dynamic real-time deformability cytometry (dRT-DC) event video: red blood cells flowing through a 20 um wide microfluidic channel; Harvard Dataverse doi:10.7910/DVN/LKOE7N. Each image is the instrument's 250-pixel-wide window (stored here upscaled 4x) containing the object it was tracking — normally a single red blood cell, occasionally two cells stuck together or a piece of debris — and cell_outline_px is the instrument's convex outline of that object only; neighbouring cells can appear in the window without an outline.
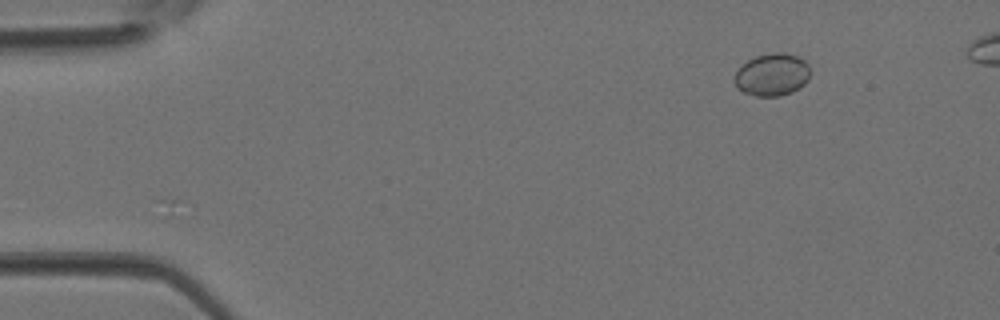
{"species": "Egyptian fruit bat (a non-hibernating species)", "species_latin": "Rousettus aegyptiacus", "temperature_condition": "room temperature", "stored_images_in_passage": 4, "camera_frame_rate_fps": 3000, "um_per_image_px": 0.085, "animal": {"sex": "female"}, "frame": {"image": 1, "passage_image": 2, "time_ms": 0.333, "image_size_px": [1000, 320], "cell_outline_px": [[808, 80], [804, 84], [792, 92], [780, 96], [756, 96], [744, 92], [736, 84], [736, 72], [748, 60], [756, 56], [772, 52], [784, 52], [800, 56], [808, 64]], "centroid_in_image_um": [65.67, 6.33], "position_along_channel_um": 19.3, "area_um2": 18.5}}